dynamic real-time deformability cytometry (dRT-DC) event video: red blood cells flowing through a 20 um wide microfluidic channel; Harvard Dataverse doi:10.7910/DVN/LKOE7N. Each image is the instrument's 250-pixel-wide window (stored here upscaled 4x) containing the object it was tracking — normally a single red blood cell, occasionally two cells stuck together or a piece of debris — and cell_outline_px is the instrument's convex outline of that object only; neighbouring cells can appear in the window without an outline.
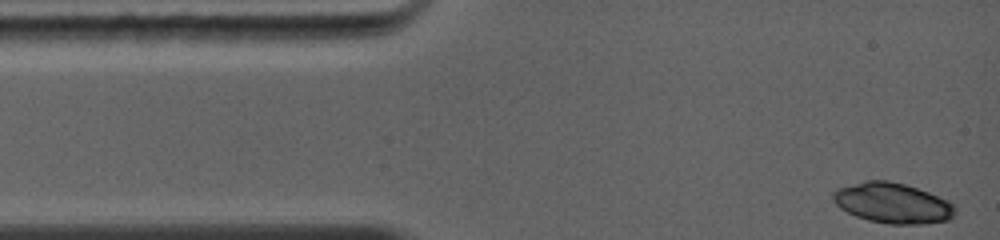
{"species": "common noctule bat (a hibernating species)", "species_latin": "Nyctalus noctula", "temperature_condition": "warm", "stored_images_in_passage": 7, "camera_frame_rate_fps": 5000, "um_per_image_px": 0.085, "animal": {"sex": "female", "body_mass_g": 19.0, "forearm_length_mm": 56.7}, "frame": {"image": 1, "passage_image": 1, "time_ms": 0.0, "image_size_px": [1000, 240], "cell_outline_px": [[956, 212], [948, 220], [920, 224], [888, 224], [868, 220], [856, 216], [840, 208], [832, 200], [832, 192], [836, 188], [864, 180], [888, 180], [904, 184], [928, 192], [948, 200], [956, 208]], "centroid_in_image_um": [75.84, 17.25], "position_along_channel_um": 9.2, "area_um2": 28.78}}
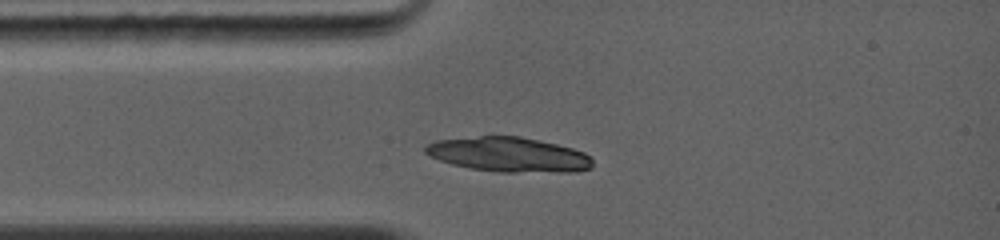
{"frame": {"image": 2, "passage_image": 7, "time_ms": 2.2, "image_size_px": [1000, 240], "cell_outline_px": [[592, 168], [576, 172], [500, 172], [472, 168], [452, 164], [440, 160], [424, 152], [424, 148], [428, 144], [436, 140], [480, 136], [520, 136], [540, 140], [572, 148], [584, 152], [592, 160]], "centroid_in_image_um": [43.27, 13.14], "position_along_channel_um": 41.7, "area_um2": 33.7}}